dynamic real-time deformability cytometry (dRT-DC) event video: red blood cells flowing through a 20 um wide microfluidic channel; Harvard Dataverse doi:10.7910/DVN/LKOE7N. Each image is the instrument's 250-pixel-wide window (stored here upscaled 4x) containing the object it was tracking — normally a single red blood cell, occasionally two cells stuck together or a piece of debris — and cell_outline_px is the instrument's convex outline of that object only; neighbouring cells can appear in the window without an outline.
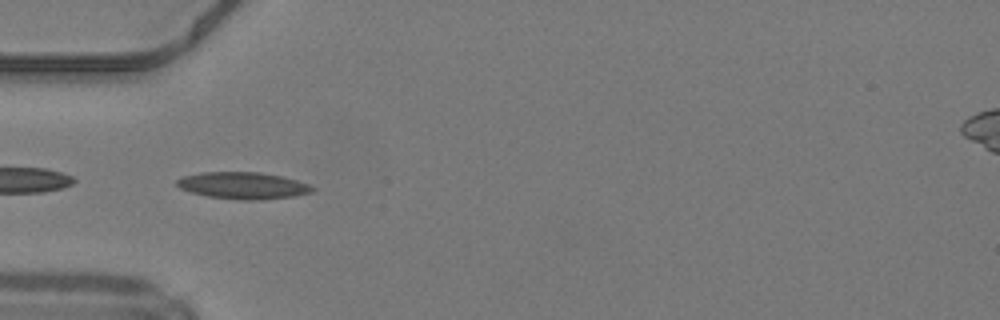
{"species": "common noctule bat (a hibernating species)", "species_latin": "Nyctalus noctula", "temperature_condition": "warm", "stored_images_in_passage": 31, "camera_frame_rate_fps": 3000, "um_per_image_px": 0.085, "animal": {"sex": "male", "body_mass_g": 19.2, "forearm_length_mm": 51.8}, "frame": {"image": 1, "passage_image": 5, "time_ms": 1.333, "image_size_px": [1000, 320], "cell_outline_px": [[316, 188], [312, 192], [292, 196], [260, 200], [240, 200], [208, 196], [192, 192], [180, 188], [176, 184], [176, 180], [184, 176], [200, 172], [260, 172], [280, 176], [296, 180], [308, 184]], "centroid_in_image_um": [20.65, 15.77], "position_along_channel_um": 64.4, "area_um2": 21.04}, "authors_computed_cell_mechanics": {"area_um2": 19.363, "velocity_mm_per_s": 4.2436, "shape_relaxation_time_tau1_ms": null, "shape_relaxation_time_tau2_ms": 3.843, "deformation_change_tau1": null, "deformation_change_tau2": 0.1325}}